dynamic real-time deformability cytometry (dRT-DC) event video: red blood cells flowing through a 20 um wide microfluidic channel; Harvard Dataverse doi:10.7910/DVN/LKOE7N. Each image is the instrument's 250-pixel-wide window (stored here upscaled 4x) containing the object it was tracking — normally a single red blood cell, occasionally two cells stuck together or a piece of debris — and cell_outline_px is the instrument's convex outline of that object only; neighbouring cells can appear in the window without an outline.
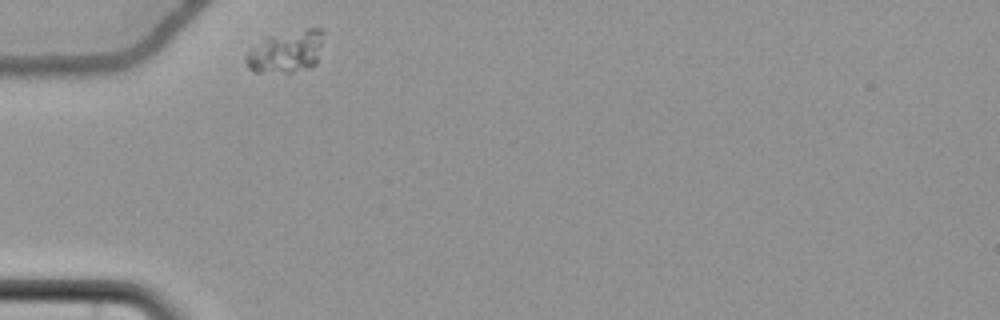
{"species": "common noctule bat (a hibernating species)", "species_latin": "Nyctalus noctula", "temperature_condition": "cold", "stored_images_in_passage": 31, "camera_frame_rate_fps": 3000, "um_per_image_px": 0.085, "animal": {"sex": "female", "body_mass_g": 22.7, "forearm_length_mm": 54.2}, "frame": {"image": 1, "passage_image": 1, "time_ms": 0.0, "image_size_px": [1000, 320], "cell_outline_px": [[324, 32], [316, 64], [308, 68], [292, 72], [252, 72], [248, 68], [244, 60], [244, 56], [252, 48], [268, 36], [308, 28], [324, 28]], "centroid_in_image_um": [24.32, 4.39], "position_along_channel_um": 60.7, "area_um2": 19.02}}
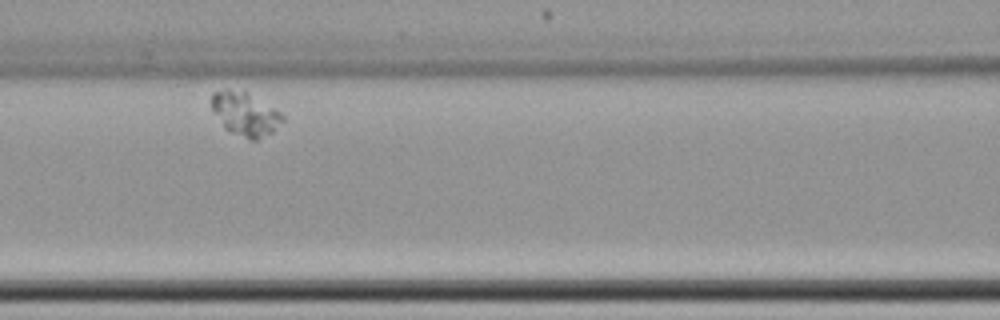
{"frame": {"image": 2, "passage_image": 10, "time_ms": 3.0, "image_size_px": [1000, 320], "cell_outline_px": [[284, 120], [272, 132], [260, 140], [252, 140], [232, 132], [224, 128], [212, 112], [212, 92], [224, 88], [244, 88], [280, 112], [284, 116]], "centroid_in_image_um": [20.82, 9.63], "position_along_channel_um": 145.8, "area_um2": 18.55}}
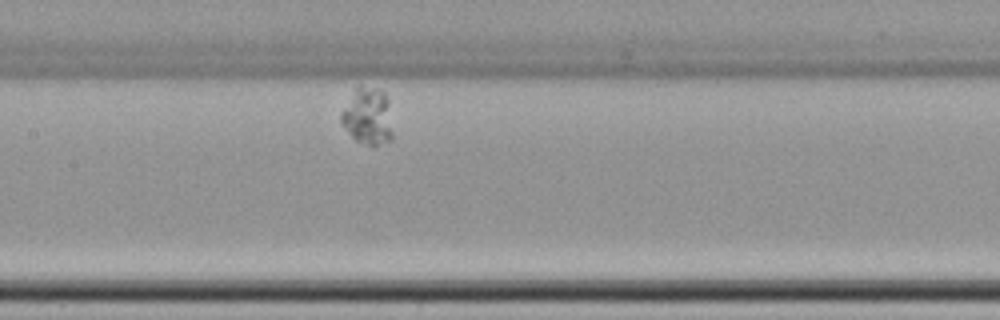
{"frame": {"image": 3, "passage_image": 13, "time_ms": 4.0, "image_size_px": [1000, 320], "cell_outline_px": [[392, 140], [372, 148], [356, 140], [348, 132], [340, 120], [340, 116], [356, 88], [360, 84], [384, 92], [388, 100], [392, 132]], "centroid_in_image_um": [31.29, 9.93], "position_along_channel_um": 176.1, "area_um2": 16.94}}